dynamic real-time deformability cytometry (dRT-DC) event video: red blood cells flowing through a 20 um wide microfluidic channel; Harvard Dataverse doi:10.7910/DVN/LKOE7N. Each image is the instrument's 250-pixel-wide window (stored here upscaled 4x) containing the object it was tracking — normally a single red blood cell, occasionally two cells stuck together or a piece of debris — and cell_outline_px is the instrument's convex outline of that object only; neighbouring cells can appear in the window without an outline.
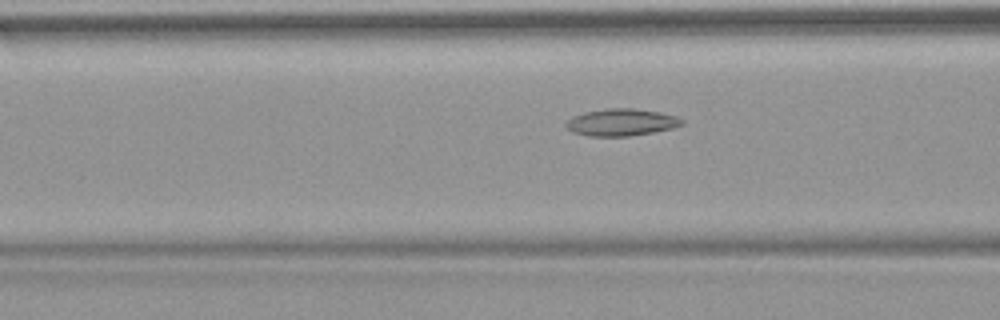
{"species": "common noctule bat (a hibernating species)", "species_latin": "Nyctalus noctula", "temperature_condition": "warm", "stored_images_in_passage": 53, "camera_frame_rate_fps": 3000, "um_per_image_px": 0.085, "animal": {"sex": "female", "body_mass_g": 18.4}, "frame": {"image": 1, "passage_image": 21, "time_ms": 6.667, "image_size_px": [1000, 320], "cell_outline_px": [[684, 124], [672, 128], [652, 132], [628, 136], [588, 136], [572, 132], [564, 124], [572, 116], [584, 112], [608, 108], [632, 108], [660, 112], [676, 116], [684, 120]], "centroid_in_image_um": [52.8, 10.39], "position_along_channel_um": 113.8, "area_um2": 18.26}}
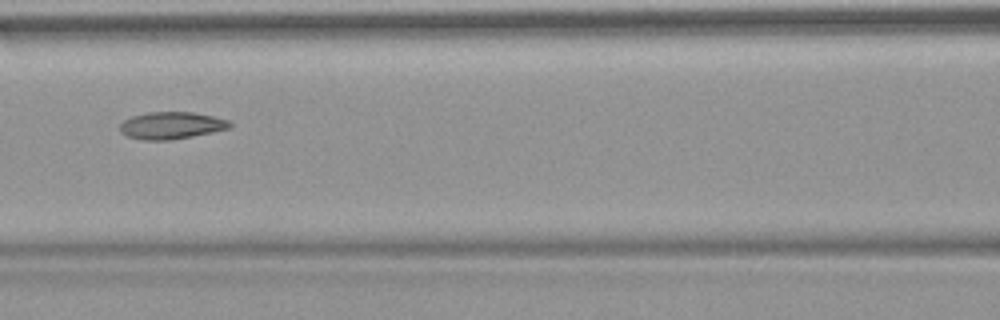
{"frame": {"image": 2, "passage_image": 24, "time_ms": 7.667, "image_size_px": [1000, 320], "cell_outline_px": [[232, 128], [172, 140], [140, 140], [128, 136], [120, 132], [120, 124], [124, 120], [132, 116], [148, 112], [192, 112], [212, 116], [228, 120], [232, 124]], "centroid_in_image_um": [14.56, 10.67], "position_along_channel_um": 152.0, "area_um2": 17.4}}
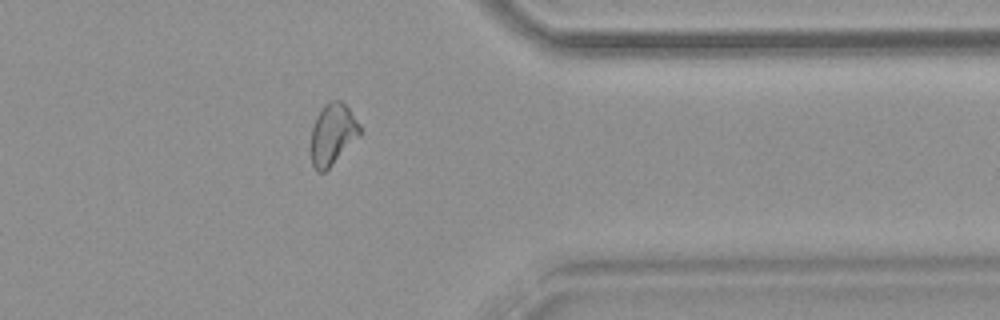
{"frame": {"image": 3, "passage_image": 43, "time_ms": 14.0, "image_size_px": [1000, 320], "cell_outline_px": [[360, 136], [324, 172], [316, 172], [312, 164], [312, 128], [316, 116], [320, 108], [328, 100], [340, 100], [348, 108], [360, 124]], "centroid_in_image_um": [28.27, 11.38], "position_along_channel_um": 383.1, "area_um2": 17.34}, "authors_computed_cell_mechanics": {"area_um2": 18.2648, "velocity_mm_per_s": 3.8203, "shape_relaxation_time_tau1_ms": null, "shape_relaxation_time_tau2_ms": 3.7419, "deformation_change_tau1": null, "deformation_change_tau2": 0.1054}}